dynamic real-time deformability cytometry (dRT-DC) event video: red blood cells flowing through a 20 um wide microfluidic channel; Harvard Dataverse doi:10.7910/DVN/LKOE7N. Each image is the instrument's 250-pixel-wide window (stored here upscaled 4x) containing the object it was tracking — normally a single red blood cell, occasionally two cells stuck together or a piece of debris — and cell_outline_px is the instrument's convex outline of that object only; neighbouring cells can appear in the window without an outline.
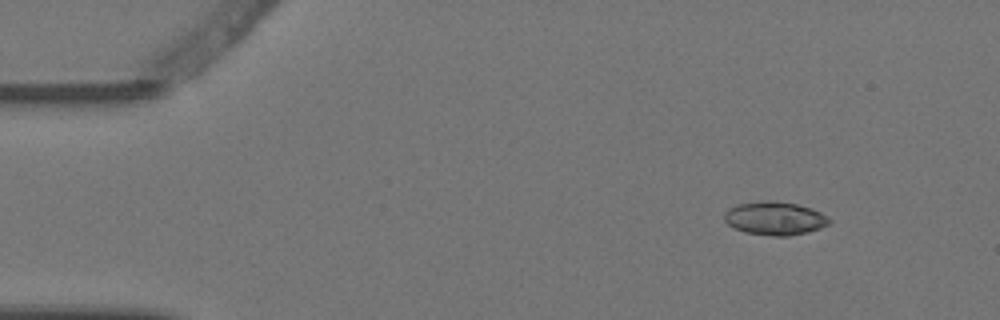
{"species": "Egyptian fruit bat (a non-hibernating species)", "species_latin": "Rousettus aegyptiacus", "temperature_condition": "warm", "stored_images_in_passage": 3, "camera_frame_rate_fps": 3000, "um_per_image_px": 0.085, "animal": {"sex": "female"}, "frame": {"image": 1, "passage_image": 1, "time_ms": 0.0, "image_size_px": [1000, 320], "cell_outline_px": [[832, 220], [828, 224], [820, 228], [808, 232], [788, 236], [772, 236], [744, 232], [728, 224], [724, 220], [724, 212], [728, 208], [736, 204], [760, 200], [768, 200], [796, 204], [812, 208], [820, 212]], "centroid_in_image_um": [65.84, 18.55], "position_along_channel_um": 19.2, "area_um2": 20.52}}
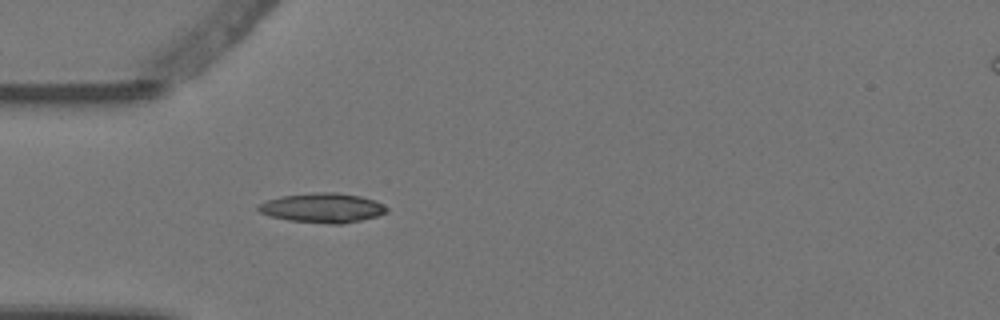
{"frame": {"image": 2, "passage_image": 3, "time_ms": 0.667, "image_size_px": [1000, 320], "cell_outline_px": [[388, 212], [376, 216], [360, 220], [340, 224], [332, 224], [288, 220], [272, 216], [260, 212], [256, 208], [260, 204], [268, 200], [280, 196], [316, 192], [336, 192], [360, 196], [376, 200], [384, 204], [388, 208]], "centroid_in_image_um": [27.45, 17.66], "position_along_channel_um": 57.5, "area_um2": 22.02}}